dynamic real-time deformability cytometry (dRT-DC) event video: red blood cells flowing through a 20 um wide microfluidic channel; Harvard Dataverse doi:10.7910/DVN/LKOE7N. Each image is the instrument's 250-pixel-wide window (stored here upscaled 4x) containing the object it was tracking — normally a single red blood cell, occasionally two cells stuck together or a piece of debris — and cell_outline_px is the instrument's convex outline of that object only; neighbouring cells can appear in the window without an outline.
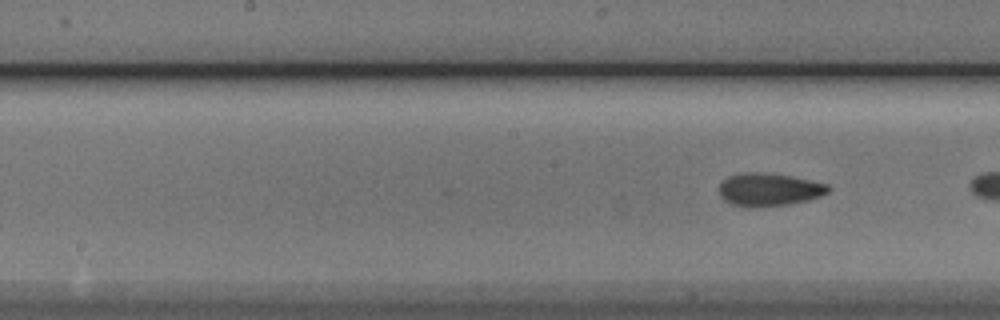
{"species": "Egyptian fruit bat (a non-hibernating species)", "species_latin": "Rousettus aegyptiacus", "temperature_condition": "cold", "stored_images_in_passage": 8, "camera_frame_rate_fps": 3000, "um_per_image_px": 0.085, "animal": {"sex": "male"}, "frame": {"image": 1, "passage_image": 8, "time_ms": 2.333, "image_size_px": [1000, 320], "cell_outline_px": [[832, 188], [828, 192], [820, 196], [808, 200], [788, 204], [756, 208], [744, 208], [732, 204], [724, 200], [720, 196], [720, 184], [728, 176], [744, 172], [764, 172], [792, 176], [828, 184]], "centroid_in_image_um": [65.36, 16.12], "position_along_channel_um": 182.8, "area_um2": 21.21}}